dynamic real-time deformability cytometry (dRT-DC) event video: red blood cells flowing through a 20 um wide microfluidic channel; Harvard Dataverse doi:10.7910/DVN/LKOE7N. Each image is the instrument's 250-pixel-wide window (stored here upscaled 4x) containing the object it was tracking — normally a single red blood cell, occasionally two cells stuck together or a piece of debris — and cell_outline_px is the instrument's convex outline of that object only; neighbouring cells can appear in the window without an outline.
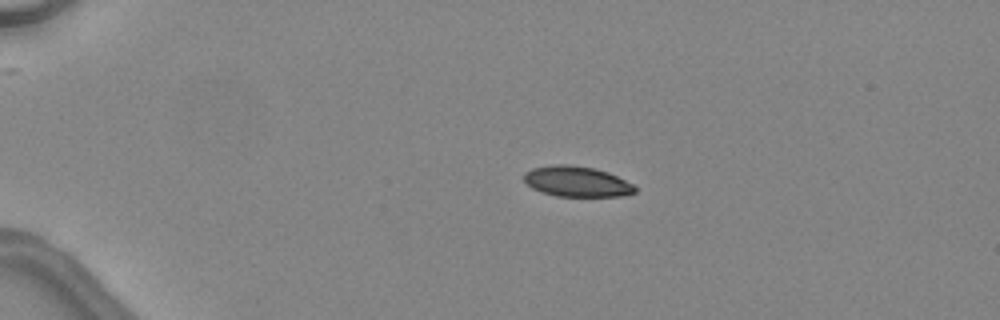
{"species": "common noctule bat (a hibernating species)", "species_latin": "Nyctalus noctula", "temperature_condition": "warm", "stored_images_in_passage": 37, "camera_frame_rate_fps": 3000, "um_per_image_px": 0.085, "animal": {"sex": "female", "body_mass_g": 24.6, "forearm_length_mm": 56.2}, "frame": {"image": 1, "passage_image": 1, "time_ms": 0.0, "image_size_px": [1000, 320], "cell_outline_px": [[636, 192], [624, 196], [556, 196], [540, 192], [532, 188], [524, 180], [524, 172], [532, 168], [548, 164], [568, 164], [596, 168], [608, 172], [632, 184], [636, 188]], "centroid_in_image_um": [49.0, 15.42], "position_along_channel_um": 36.0, "area_um2": 19.88}}
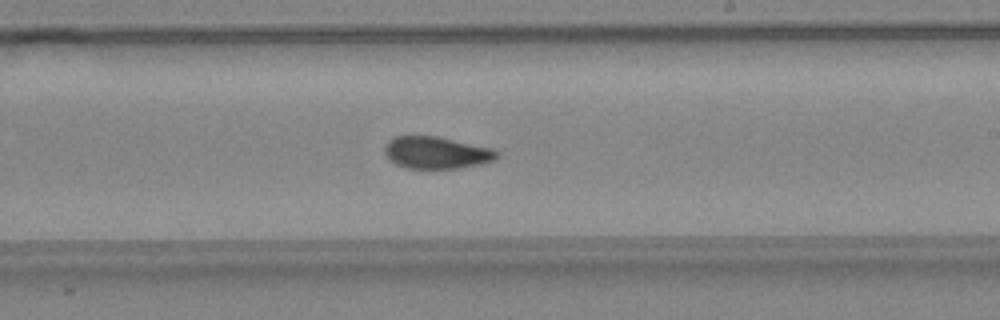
{"frame": {"image": 2, "passage_image": 20, "time_ms": 6.333, "image_size_px": [1000, 320], "cell_outline_px": [[500, 156], [496, 160], [480, 164], [460, 168], [404, 168], [388, 160], [384, 152], [384, 144], [388, 140], [396, 136], [436, 136], [492, 148]], "centroid_in_image_um": [37.06, 12.98], "position_along_channel_um": 251.9, "area_um2": 21.1}}
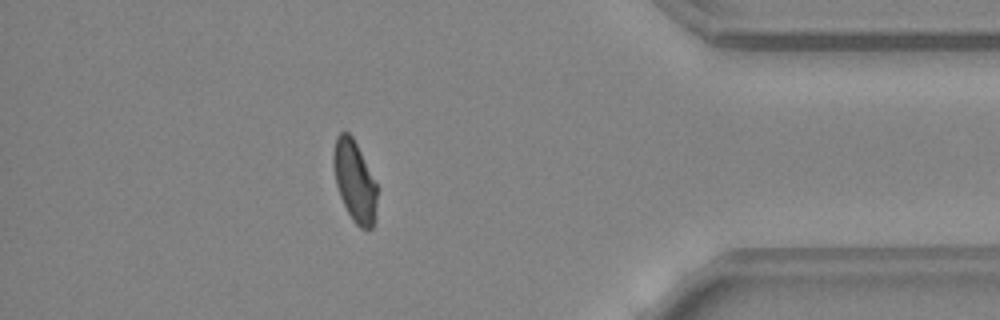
{"frame": {"image": 3, "passage_image": 32, "time_ms": 10.333, "image_size_px": [1000, 320], "cell_outline_px": [[376, 220], [372, 228], [360, 228], [352, 220], [340, 196], [336, 184], [332, 164], [332, 152], [336, 136], [340, 132], [348, 132], [352, 136], [376, 184]], "centroid_in_image_um": [30.11, 15.4], "position_along_channel_um": 405.1, "area_um2": 20.46}, "authors_computed_cell_mechanics": {"area_um2": 21.3282, "velocity_mm_per_s": 4.5635, "shape_relaxation_time_tau1_ms": 6.688, "shape_relaxation_time_tau2_ms": 1.9335, "deformation_change_tau1": 0.2063, "deformation_change_tau2": 0.0783}}